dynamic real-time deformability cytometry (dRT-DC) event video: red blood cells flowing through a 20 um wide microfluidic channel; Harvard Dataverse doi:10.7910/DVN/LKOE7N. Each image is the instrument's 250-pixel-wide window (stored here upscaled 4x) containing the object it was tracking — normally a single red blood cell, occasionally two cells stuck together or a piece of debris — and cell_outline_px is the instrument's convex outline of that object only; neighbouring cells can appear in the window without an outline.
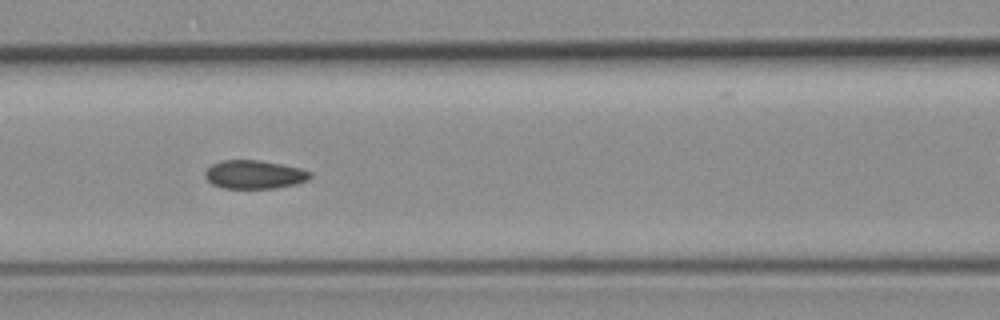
{"species": "common noctule bat (a hibernating species)", "species_latin": "Nyctalus noctula", "temperature_condition": "room temperature", "stored_images_in_passage": 8, "segment_of_instrument_passage": [1, 2], "camera_frame_rate_fps": 3000, "um_per_image_px": 0.085, "animal": {"sex": "female", "body_mass_g": 19.3, "forearm_length_mm": 54.1}, "frame": {"image": 1, "passage_image": 5, "time_ms": 5.333, "image_size_px": [1000, 320], "cell_outline_px": [[312, 176], [308, 180], [296, 184], [276, 188], [224, 188], [212, 184], [204, 176], [204, 172], [212, 164], [224, 160], [260, 160], [300, 168], [312, 172]], "centroid_in_image_um": [21.63, 14.83], "position_along_channel_um": 145.0, "area_um2": 17.46}}
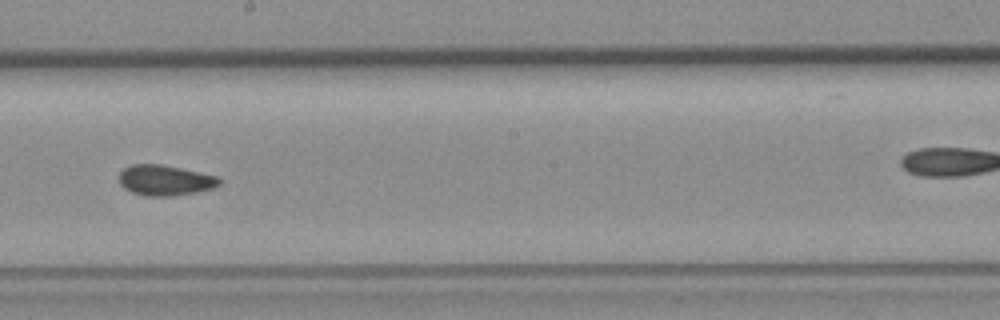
{"frame": {"image": 2, "passage_image": 7, "time_ms": 7.667, "image_size_px": [1000, 320], "cell_outline_px": [[220, 184], [216, 188], [196, 192], [168, 196], [144, 196], [132, 192], [124, 188], [120, 184], [120, 172], [124, 168], [132, 164], [160, 164], [220, 176]], "centroid_in_image_um": [14.06, 15.32], "position_along_channel_um": 234.1, "area_um2": 17.86}}